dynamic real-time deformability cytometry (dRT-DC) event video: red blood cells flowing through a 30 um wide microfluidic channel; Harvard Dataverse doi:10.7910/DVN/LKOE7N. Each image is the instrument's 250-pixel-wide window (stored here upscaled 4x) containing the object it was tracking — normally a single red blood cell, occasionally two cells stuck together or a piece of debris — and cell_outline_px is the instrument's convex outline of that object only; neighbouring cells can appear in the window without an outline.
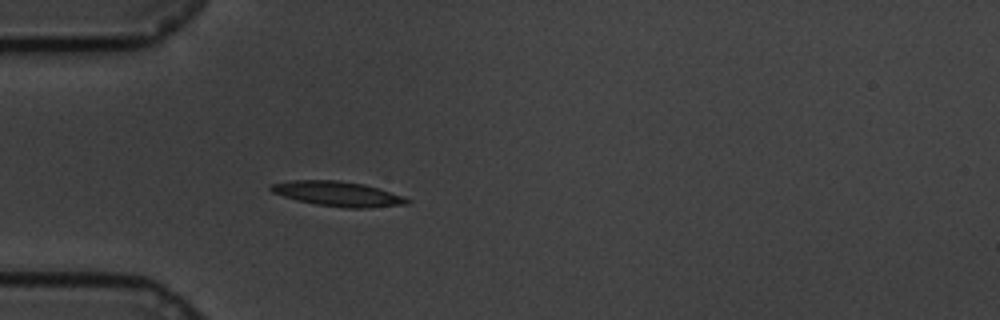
{"species": "common noctule bat (a hibernating species)", "species_latin": "Nyctalus noctula", "temperature_condition": "cold", "stored_images_in_passage": 43, "camera_frame_rate_fps": 3000, "um_per_image_px": 0.085, "animal": {"sex": "male", "body_mass_g": 19.5, "forearm_length_mm": 54.6}, "frame": {"image": 1, "passage_image": 1, "time_ms": 0.0, "image_size_px": [1000, 320], "cell_outline_px": [[412, 200], [408, 204], [368, 208], [344, 208], [316, 204], [296, 200], [272, 192], [268, 188], [272, 184], [292, 180], [336, 180], [364, 184], [404, 196]], "centroid_in_image_um": [28.74, 16.48], "position_along_channel_um": 56.3, "area_um2": 19.71}}
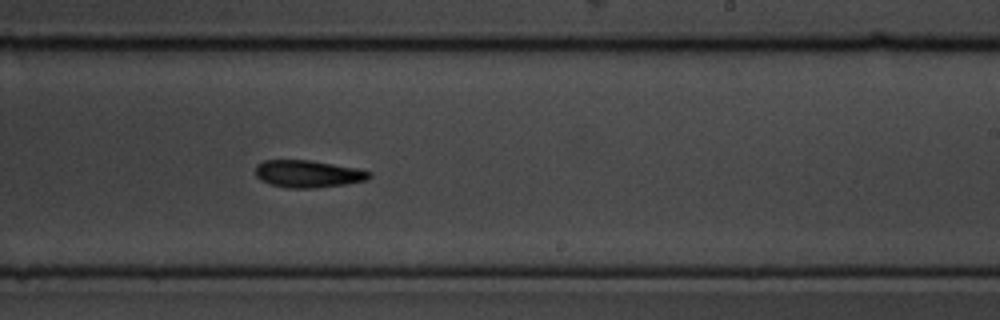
{"frame": {"image": 2, "passage_image": 20, "time_ms": 6.333, "image_size_px": [1000, 320], "cell_outline_px": [[372, 176], [368, 180], [344, 184], [316, 188], [284, 188], [268, 184], [260, 180], [256, 176], [256, 164], [264, 160], [312, 160], [356, 168], [372, 172]], "centroid_in_image_um": [26.16, 14.78], "position_along_channel_um": 262.8, "area_um2": 18.32}}
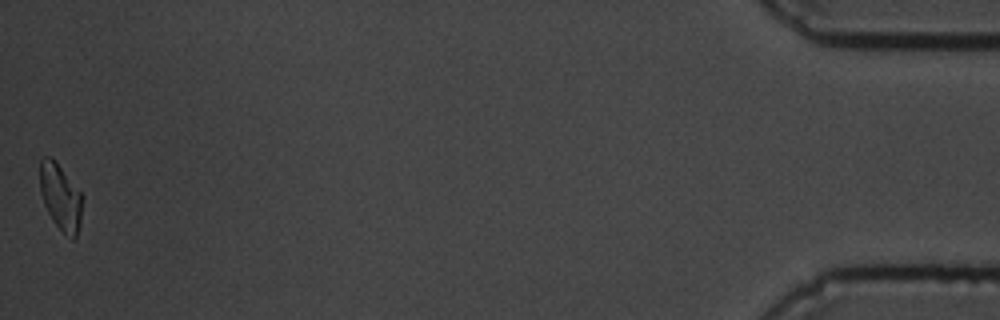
{"frame": {"image": 3, "passage_image": 43, "time_ms": 14.0, "image_size_px": [1000, 320], "cell_outline_px": [[80, 224], [76, 236], [72, 240], [52, 220], [44, 204], [40, 192], [40, 160], [44, 156], [52, 156], [80, 192]], "centroid_in_image_um": [5.1, 16.71], "position_along_channel_um": 430.1, "area_um2": 15.95}, "authors_computed_cell_mechanics": {"area_um2": 18.0336, "velocity_mm_per_s": 3.3701, "shape_relaxation_time_tau1_ms": 3.069, "shape_relaxation_time_tau2_ms": null, "deformation_change_tau1": 0.1528, "deformation_change_tau2": null}}